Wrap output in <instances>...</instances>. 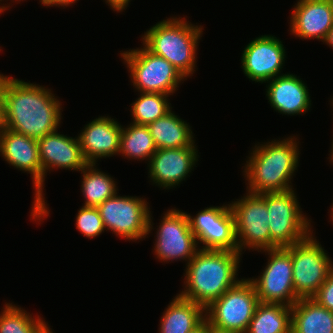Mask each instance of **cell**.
I'll list each match as a JSON object with an SVG mask.
<instances>
[{"mask_svg":"<svg viewBox=\"0 0 333 333\" xmlns=\"http://www.w3.org/2000/svg\"><path fill=\"white\" fill-rule=\"evenodd\" d=\"M81 192L85 198L83 206L98 207L106 199L115 196L118 192L116 181L111 175L97 169L96 164H88L81 171Z\"/></svg>","mask_w":333,"mask_h":333,"instance_id":"cell-25","label":"cell"},{"mask_svg":"<svg viewBox=\"0 0 333 333\" xmlns=\"http://www.w3.org/2000/svg\"><path fill=\"white\" fill-rule=\"evenodd\" d=\"M173 298L162 313L159 333H190L206 320L204 307L178 294Z\"/></svg>","mask_w":333,"mask_h":333,"instance_id":"cell-21","label":"cell"},{"mask_svg":"<svg viewBox=\"0 0 333 333\" xmlns=\"http://www.w3.org/2000/svg\"><path fill=\"white\" fill-rule=\"evenodd\" d=\"M331 49H333V27L329 30L328 36L324 41Z\"/></svg>","mask_w":333,"mask_h":333,"instance_id":"cell-36","label":"cell"},{"mask_svg":"<svg viewBox=\"0 0 333 333\" xmlns=\"http://www.w3.org/2000/svg\"><path fill=\"white\" fill-rule=\"evenodd\" d=\"M268 261L258 278H248L255 286L261 303L292 307L299 298L293 285L291 246L262 250Z\"/></svg>","mask_w":333,"mask_h":333,"instance_id":"cell-11","label":"cell"},{"mask_svg":"<svg viewBox=\"0 0 333 333\" xmlns=\"http://www.w3.org/2000/svg\"><path fill=\"white\" fill-rule=\"evenodd\" d=\"M76 229L88 239L98 237L105 227L97 207L82 206L76 215Z\"/></svg>","mask_w":333,"mask_h":333,"instance_id":"cell-29","label":"cell"},{"mask_svg":"<svg viewBox=\"0 0 333 333\" xmlns=\"http://www.w3.org/2000/svg\"><path fill=\"white\" fill-rule=\"evenodd\" d=\"M314 235L291 245L293 285L299 299L313 298L333 270L331 257Z\"/></svg>","mask_w":333,"mask_h":333,"instance_id":"cell-9","label":"cell"},{"mask_svg":"<svg viewBox=\"0 0 333 333\" xmlns=\"http://www.w3.org/2000/svg\"><path fill=\"white\" fill-rule=\"evenodd\" d=\"M77 136L89 164L119 154L122 125L109 116H99L83 127Z\"/></svg>","mask_w":333,"mask_h":333,"instance_id":"cell-18","label":"cell"},{"mask_svg":"<svg viewBox=\"0 0 333 333\" xmlns=\"http://www.w3.org/2000/svg\"><path fill=\"white\" fill-rule=\"evenodd\" d=\"M148 127L157 149L188 147L195 142L189 123L178 117L172 109Z\"/></svg>","mask_w":333,"mask_h":333,"instance_id":"cell-23","label":"cell"},{"mask_svg":"<svg viewBox=\"0 0 333 333\" xmlns=\"http://www.w3.org/2000/svg\"><path fill=\"white\" fill-rule=\"evenodd\" d=\"M190 333H208V323L205 320L197 329L191 331Z\"/></svg>","mask_w":333,"mask_h":333,"instance_id":"cell-35","label":"cell"},{"mask_svg":"<svg viewBox=\"0 0 333 333\" xmlns=\"http://www.w3.org/2000/svg\"><path fill=\"white\" fill-rule=\"evenodd\" d=\"M0 156L7 164L31 174L35 193L30 216L33 221L41 223L49 216L50 210L43 196V170L38 141L3 127L0 130Z\"/></svg>","mask_w":333,"mask_h":333,"instance_id":"cell-5","label":"cell"},{"mask_svg":"<svg viewBox=\"0 0 333 333\" xmlns=\"http://www.w3.org/2000/svg\"><path fill=\"white\" fill-rule=\"evenodd\" d=\"M285 58L286 50L279 38L274 35H261L244 48L241 67L249 80L266 83L283 75L281 72Z\"/></svg>","mask_w":333,"mask_h":333,"instance_id":"cell-15","label":"cell"},{"mask_svg":"<svg viewBox=\"0 0 333 333\" xmlns=\"http://www.w3.org/2000/svg\"><path fill=\"white\" fill-rule=\"evenodd\" d=\"M77 0H40L41 5L43 4L45 7H53V6H57V7H68L71 6L72 4L76 3Z\"/></svg>","mask_w":333,"mask_h":333,"instance_id":"cell-32","label":"cell"},{"mask_svg":"<svg viewBox=\"0 0 333 333\" xmlns=\"http://www.w3.org/2000/svg\"><path fill=\"white\" fill-rule=\"evenodd\" d=\"M320 305L333 311V270L313 297Z\"/></svg>","mask_w":333,"mask_h":333,"instance_id":"cell-30","label":"cell"},{"mask_svg":"<svg viewBox=\"0 0 333 333\" xmlns=\"http://www.w3.org/2000/svg\"><path fill=\"white\" fill-rule=\"evenodd\" d=\"M297 137L274 139L255 144L243 166L247 191L252 194L287 191L299 166L300 151Z\"/></svg>","mask_w":333,"mask_h":333,"instance_id":"cell-3","label":"cell"},{"mask_svg":"<svg viewBox=\"0 0 333 333\" xmlns=\"http://www.w3.org/2000/svg\"><path fill=\"white\" fill-rule=\"evenodd\" d=\"M291 333H333V311L313 298L299 299L291 307Z\"/></svg>","mask_w":333,"mask_h":333,"instance_id":"cell-22","label":"cell"},{"mask_svg":"<svg viewBox=\"0 0 333 333\" xmlns=\"http://www.w3.org/2000/svg\"><path fill=\"white\" fill-rule=\"evenodd\" d=\"M187 216L199 249L238 252L235 218L230 204L206 207L196 216L188 213Z\"/></svg>","mask_w":333,"mask_h":333,"instance_id":"cell-14","label":"cell"},{"mask_svg":"<svg viewBox=\"0 0 333 333\" xmlns=\"http://www.w3.org/2000/svg\"><path fill=\"white\" fill-rule=\"evenodd\" d=\"M246 333H291V307L259 302Z\"/></svg>","mask_w":333,"mask_h":333,"instance_id":"cell-24","label":"cell"},{"mask_svg":"<svg viewBox=\"0 0 333 333\" xmlns=\"http://www.w3.org/2000/svg\"><path fill=\"white\" fill-rule=\"evenodd\" d=\"M0 312V333H45L50 326L41 316L28 313L20 306L5 303Z\"/></svg>","mask_w":333,"mask_h":333,"instance_id":"cell-27","label":"cell"},{"mask_svg":"<svg viewBox=\"0 0 333 333\" xmlns=\"http://www.w3.org/2000/svg\"><path fill=\"white\" fill-rule=\"evenodd\" d=\"M313 1H330V2H333V0H313Z\"/></svg>","mask_w":333,"mask_h":333,"instance_id":"cell-42","label":"cell"},{"mask_svg":"<svg viewBox=\"0 0 333 333\" xmlns=\"http://www.w3.org/2000/svg\"><path fill=\"white\" fill-rule=\"evenodd\" d=\"M331 99V102H330V104L332 103V107H333V98H330Z\"/></svg>","mask_w":333,"mask_h":333,"instance_id":"cell-44","label":"cell"},{"mask_svg":"<svg viewBox=\"0 0 333 333\" xmlns=\"http://www.w3.org/2000/svg\"><path fill=\"white\" fill-rule=\"evenodd\" d=\"M4 11H5V10L0 9V14H1V13H4ZM0 51H1V47H0Z\"/></svg>","mask_w":333,"mask_h":333,"instance_id":"cell-43","label":"cell"},{"mask_svg":"<svg viewBox=\"0 0 333 333\" xmlns=\"http://www.w3.org/2000/svg\"><path fill=\"white\" fill-rule=\"evenodd\" d=\"M194 144L182 148L157 149L147 163L152 184L169 190L185 181L199 161L197 146Z\"/></svg>","mask_w":333,"mask_h":333,"instance_id":"cell-16","label":"cell"},{"mask_svg":"<svg viewBox=\"0 0 333 333\" xmlns=\"http://www.w3.org/2000/svg\"><path fill=\"white\" fill-rule=\"evenodd\" d=\"M142 46L140 49L120 51L133 87L138 92L173 95L179 84L187 79L165 58L154 55L143 44Z\"/></svg>","mask_w":333,"mask_h":333,"instance_id":"cell-7","label":"cell"},{"mask_svg":"<svg viewBox=\"0 0 333 333\" xmlns=\"http://www.w3.org/2000/svg\"><path fill=\"white\" fill-rule=\"evenodd\" d=\"M4 128L36 140L59 129L60 99L45 86L3 75Z\"/></svg>","mask_w":333,"mask_h":333,"instance_id":"cell-1","label":"cell"},{"mask_svg":"<svg viewBox=\"0 0 333 333\" xmlns=\"http://www.w3.org/2000/svg\"><path fill=\"white\" fill-rule=\"evenodd\" d=\"M156 229L154 255L160 262L185 260L187 263L199 250L187 212L168 209Z\"/></svg>","mask_w":333,"mask_h":333,"instance_id":"cell-13","label":"cell"},{"mask_svg":"<svg viewBox=\"0 0 333 333\" xmlns=\"http://www.w3.org/2000/svg\"><path fill=\"white\" fill-rule=\"evenodd\" d=\"M293 189L265 193L270 228V249L288 247L313 233L311 220L304 215Z\"/></svg>","mask_w":333,"mask_h":333,"instance_id":"cell-6","label":"cell"},{"mask_svg":"<svg viewBox=\"0 0 333 333\" xmlns=\"http://www.w3.org/2000/svg\"><path fill=\"white\" fill-rule=\"evenodd\" d=\"M266 86L268 103L282 115H301L311 108L307 84L295 74L276 76Z\"/></svg>","mask_w":333,"mask_h":333,"instance_id":"cell-20","label":"cell"},{"mask_svg":"<svg viewBox=\"0 0 333 333\" xmlns=\"http://www.w3.org/2000/svg\"><path fill=\"white\" fill-rule=\"evenodd\" d=\"M330 158L328 157V159H330L329 161H331V163L333 164V150H330Z\"/></svg>","mask_w":333,"mask_h":333,"instance_id":"cell-39","label":"cell"},{"mask_svg":"<svg viewBox=\"0 0 333 333\" xmlns=\"http://www.w3.org/2000/svg\"><path fill=\"white\" fill-rule=\"evenodd\" d=\"M247 194V195H245ZM230 207L235 218V233L238 252L245 249L262 251L270 249V228L265 193L252 194L246 192Z\"/></svg>","mask_w":333,"mask_h":333,"instance_id":"cell-12","label":"cell"},{"mask_svg":"<svg viewBox=\"0 0 333 333\" xmlns=\"http://www.w3.org/2000/svg\"><path fill=\"white\" fill-rule=\"evenodd\" d=\"M331 211H330V217H331V221H332V223H333V203H332V206H331Z\"/></svg>","mask_w":333,"mask_h":333,"instance_id":"cell-37","label":"cell"},{"mask_svg":"<svg viewBox=\"0 0 333 333\" xmlns=\"http://www.w3.org/2000/svg\"><path fill=\"white\" fill-rule=\"evenodd\" d=\"M135 102L131 104L133 124L148 126L153 121L163 117L172 109L169 95L152 92H140Z\"/></svg>","mask_w":333,"mask_h":333,"instance_id":"cell-28","label":"cell"},{"mask_svg":"<svg viewBox=\"0 0 333 333\" xmlns=\"http://www.w3.org/2000/svg\"><path fill=\"white\" fill-rule=\"evenodd\" d=\"M0 126H4L3 74L0 73Z\"/></svg>","mask_w":333,"mask_h":333,"instance_id":"cell-33","label":"cell"},{"mask_svg":"<svg viewBox=\"0 0 333 333\" xmlns=\"http://www.w3.org/2000/svg\"><path fill=\"white\" fill-rule=\"evenodd\" d=\"M204 28L186 17H170L151 26L142 44L154 55L169 61L186 79L196 71L197 49Z\"/></svg>","mask_w":333,"mask_h":333,"instance_id":"cell-4","label":"cell"},{"mask_svg":"<svg viewBox=\"0 0 333 333\" xmlns=\"http://www.w3.org/2000/svg\"><path fill=\"white\" fill-rule=\"evenodd\" d=\"M1 3V2H0ZM6 4H3L0 6V9H3V10H9L8 8H10L8 5L5 6Z\"/></svg>","mask_w":333,"mask_h":333,"instance_id":"cell-38","label":"cell"},{"mask_svg":"<svg viewBox=\"0 0 333 333\" xmlns=\"http://www.w3.org/2000/svg\"><path fill=\"white\" fill-rule=\"evenodd\" d=\"M208 333H239L233 330H225V329H220L215 326H211L208 324Z\"/></svg>","mask_w":333,"mask_h":333,"instance_id":"cell-34","label":"cell"},{"mask_svg":"<svg viewBox=\"0 0 333 333\" xmlns=\"http://www.w3.org/2000/svg\"><path fill=\"white\" fill-rule=\"evenodd\" d=\"M131 0H105L108 6L113 11L122 12L126 7H128Z\"/></svg>","mask_w":333,"mask_h":333,"instance_id":"cell-31","label":"cell"},{"mask_svg":"<svg viewBox=\"0 0 333 333\" xmlns=\"http://www.w3.org/2000/svg\"><path fill=\"white\" fill-rule=\"evenodd\" d=\"M45 333H53V331L51 328H49Z\"/></svg>","mask_w":333,"mask_h":333,"instance_id":"cell-40","label":"cell"},{"mask_svg":"<svg viewBox=\"0 0 333 333\" xmlns=\"http://www.w3.org/2000/svg\"><path fill=\"white\" fill-rule=\"evenodd\" d=\"M258 303L253 283L248 278H241L205 308V318L211 326L246 333Z\"/></svg>","mask_w":333,"mask_h":333,"instance_id":"cell-10","label":"cell"},{"mask_svg":"<svg viewBox=\"0 0 333 333\" xmlns=\"http://www.w3.org/2000/svg\"><path fill=\"white\" fill-rule=\"evenodd\" d=\"M290 17V34L324 43L333 27V2L297 0Z\"/></svg>","mask_w":333,"mask_h":333,"instance_id":"cell-19","label":"cell"},{"mask_svg":"<svg viewBox=\"0 0 333 333\" xmlns=\"http://www.w3.org/2000/svg\"><path fill=\"white\" fill-rule=\"evenodd\" d=\"M157 151L149 127L130 123L122 125L119 155L129 160L148 161Z\"/></svg>","mask_w":333,"mask_h":333,"instance_id":"cell-26","label":"cell"},{"mask_svg":"<svg viewBox=\"0 0 333 333\" xmlns=\"http://www.w3.org/2000/svg\"><path fill=\"white\" fill-rule=\"evenodd\" d=\"M0 1H4V0H0ZM10 1L13 2L14 0H10ZM16 1H17V3H18V2L20 3L21 1H24V0H15V2H16Z\"/></svg>","mask_w":333,"mask_h":333,"instance_id":"cell-41","label":"cell"},{"mask_svg":"<svg viewBox=\"0 0 333 333\" xmlns=\"http://www.w3.org/2000/svg\"><path fill=\"white\" fill-rule=\"evenodd\" d=\"M39 157L43 170V190L46 174L55 168L80 172L86 161L78 137L58 133V130L38 139Z\"/></svg>","mask_w":333,"mask_h":333,"instance_id":"cell-17","label":"cell"},{"mask_svg":"<svg viewBox=\"0 0 333 333\" xmlns=\"http://www.w3.org/2000/svg\"><path fill=\"white\" fill-rule=\"evenodd\" d=\"M241 253L225 250L199 249L186 263L184 290L178 295L207 308L239 279Z\"/></svg>","mask_w":333,"mask_h":333,"instance_id":"cell-2","label":"cell"},{"mask_svg":"<svg viewBox=\"0 0 333 333\" xmlns=\"http://www.w3.org/2000/svg\"><path fill=\"white\" fill-rule=\"evenodd\" d=\"M149 203L137 196H120L106 199L97 208L105 230L128 241L145 239L152 233L153 222ZM149 206V207H148Z\"/></svg>","mask_w":333,"mask_h":333,"instance_id":"cell-8","label":"cell"}]
</instances>
